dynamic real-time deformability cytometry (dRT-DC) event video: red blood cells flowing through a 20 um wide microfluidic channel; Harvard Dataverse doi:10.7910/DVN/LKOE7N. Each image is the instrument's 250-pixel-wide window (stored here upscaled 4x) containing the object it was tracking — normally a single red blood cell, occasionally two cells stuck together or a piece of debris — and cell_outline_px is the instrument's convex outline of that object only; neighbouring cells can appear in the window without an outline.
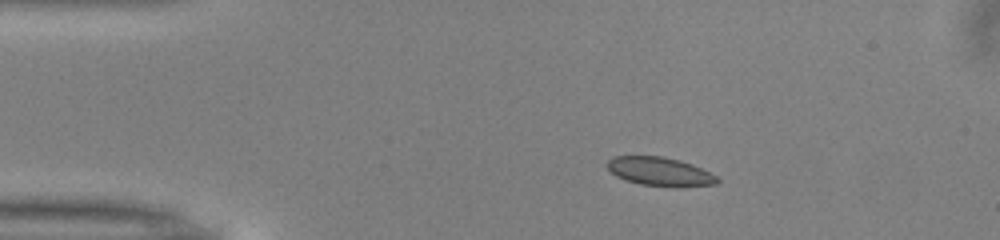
{"species": "common noctule bat (a hibernating species)", "species_latin": "Nyctalus noctula", "temperature_condition": "warm", "stored_images_in_passage": 43, "camera_frame_rate_fps": 3000, "um_per_image_px": 0.085, "animal": {"sex": "male", "body_mass_g": 13.0, "forearm_length_mm": 53.1}, "frame": {"image": 1, "passage_image": 1, "time_ms": 0.0, "image_size_px": [1000, 240], "cell_outline_px": [[720, 180], [716, 184], [684, 188], [676, 188], [640, 184], [624, 180], [616, 176], [604, 164], [612, 156], [664, 156], [680, 160], [692, 164], [716, 176]], "centroid_in_image_um": [56.08, 14.6], "position_along_channel_um": 28.9, "area_um2": 18.79}}
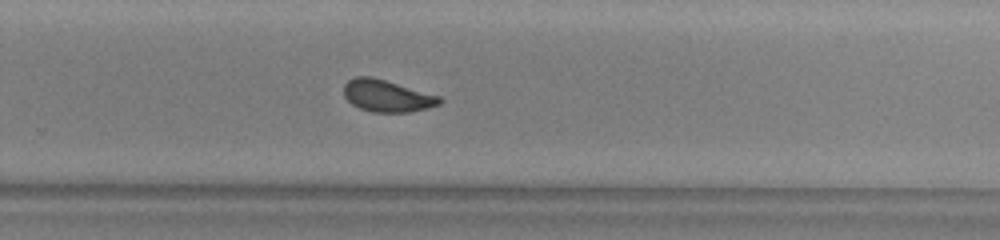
{"frame": {"image": 2, "passage_image": 25, "time_ms": 8.0, "image_size_px": [1000, 240], "cell_outline_px": [[444, 100], [440, 104], [428, 108], [408, 112], [372, 112], [360, 108], [352, 104], [344, 96], [344, 84], [348, 80], [356, 76], [372, 76], [440, 96]], "centroid_in_image_um": [32.9, 8.14], "position_along_channel_um": 296.9, "area_um2": 17.86}}
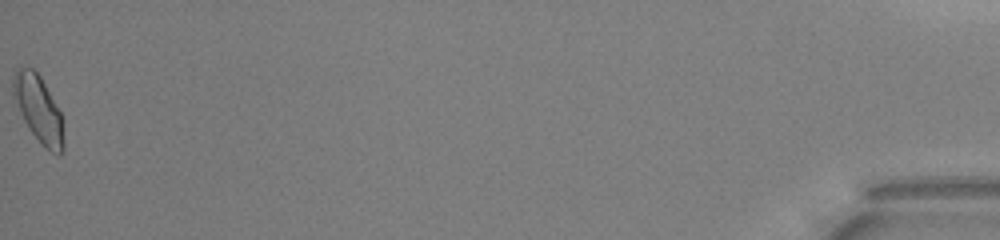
{"frame": {"image": 3, "passage_image": 43, "time_ms": 14.0, "image_size_px": [1000, 240], "cell_outline_px": [[64, 152], [60, 156], [44, 148], [40, 144], [28, 128], [24, 120], [12, 92], [12, 80], [16, 68], [20, 64], [32, 68], [40, 76], [60, 112], [64, 120]], "centroid_in_image_um": [3.29, 9.29], "position_along_channel_um": 431.9, "area_um2": 19.94}, "authors_computed_cell_mechanics": {"area_um2": 18.3804, "velocity_mm_per_s": 4.0243, "shape_relaxation_time_tau1_ms": 6.1042, "shape_relaxation_time_tau2_ms": null, "deformation_change_tau1": 0.1182, "deformation_change_tau2": null}}